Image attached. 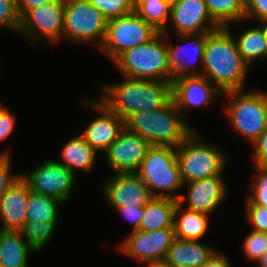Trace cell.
Here are the masks:
<instances>
[{
	"instance_id": "6da1fadb",
	"label": "cell",
	"mask_w": 267,
	"mask_h": 267,
	"mask_svg": "<svg viewBox=\"0 0 267 267\" xmlns=\"http://www.w3.org/2000/svg\"><path fill=\"white\" fill-rule=\"evenodd\" d=\"M248 68L229 27L206 33L202 76L221 93L244 90Z\"/></svg>"
},
{
	"instance_id": "7a4b0ae2",
	"label": "cell",
	"mask_w": 267,
	"mask_h": 267,
	"mask_svg": "<svg viewBox=\"0 0 267 267\" xmlns=\"http://www.w3.org/2000/svg\"><path fill=\"white\" fill-rule=\"evenodd\" d=\"M102 89L100 100L124 121L134 113L159 109L172 99L169 81L124 77L123 82L108 83Z\"/></svg>"
},
{
	"instance_id": "3957f363",
	"label": "cell",
	"mask_w": 267,
	"mask_h": 267,
	"mask_svg": "<svg viewBox=\"0 0 267 267\" xmlns=\"http://www.w3.org/2000/svg\"><path fill=\"white\" fill-rule=\"evenodd\" d=\"M186 122L172 98L159 109L134 113L125 121V127L151 146L176 148L195 130Z\"/></svg>"
},
{
	"instance_id": "277c9868",
	"label": "cell",
	"mask_w": 267,
	"mask_h": 267,
	"mask_svg": "<svg viewBox=\"0 0 267 267\" xmlns=\"http://www.w3.org/2000/svg\"><path fill=\"white\" fill-rule=\"evenodd\" d=\"M166 33L158 32L148 42L126 50L115 61L124 77L169 81Z\"/></svg>"
},
{
	"instance_id": "5b68a950",
	"label": "cell",
	"mask_w": 267,
	"mask_h": 267,
	"mask_svg": "<svg viewBox=\"0 0 267 267\" xmlns=\"http://www.w3.org/2000/svg\"><path fill=\"white\" fill-rule=\"evenodd\" d=\"M147 185L152 197L177 200L175 192L184 187L176 156V148L170 146H151L136 172Z\"/></svg>"
},
{
	"instance_id": "8992f818",
	"label": "cell",
	"mask_w": 267,
	"mask_h": 267,
	"mask_svg": "<svg viewBox=\"0 0 267 267\" xmlns=\"http://www.w3.org/2000/svg\"><path fill=\"white\" fill-rule=\"evenodd\" d=\"M194 130L178 147L176 156L183 184L223 174L228 157Z\"/></svg>"
},
{
	"instance_id": "52a82bcc",
	"label": "cell",
	"mask_w": 267,
	"mask_h": 267,
	"mask_svg": "<svg viewBox=\"0 0 267 267\" xmlns=\"http://www.w3.org/2000/svg\"><path fill=\"white\" fill-rule=\"evenodd\" d=\"M222 94L228 99L224 110L230 125L253 145L267 128V93L236 90Z\"/></svg>"
},
{
	"instance_id": "ba28073f",
	"label": "cell",
	"mask_w": 267,
	"mask_h": 267,
	"mask_svg": "<svg viewBox=\"0 0 267 267\" xmlns=\"http://www.w3.org/2000/svg\"><path fill=\"white\" fill-rule=\"evenodd\" d=\"M107 20L89 0H65L63 40L95 43L101 47L106 35Z\"/></svg>"
},
{
	"instance_id": "9c48e42d",
	"label": "cell",
	"mask_w": 267,
	"mask_h": 267,
	"mask_svg": "<svg viewBox=\"0 0 267 267\" xmlns=\"http://www.w3.org/2000/svg\"><path fill=\"white\" fill-rule=\"evenodd\" d=\"M158 31L136 11L107 21L106 35L99 48L113 62L126 50L151 40Z\"/></svg>"
},
{
	"instance_id": "30bf717a",
	"label": "cell",
	"mask_w": 267,
	"mask_h": 267,
	"mask_svg": "<svg viewBox=\"0 0 267 267\" xmlns=\"http://www.w3.org/2000/svg\"><path fill=\"white\" fill-rule=\"evenodd\" d=\"M64 12L65 0L30 9L20 18L19 32L31 42L57 43L63 39Z\"/></svg>"
},
{
	"instance_id": "8fae6325",
	"label": "cell",
	"mask_w": 267,
	"mask_h": 267,
	"mask_svg": "<svg viewBox=\"0 0 267 267\" xmlns=\"http://www.w3.org/2000/svg\"><path fill=\"white\" fill-rule=\"evenodd\" d=\"M30 189L67 203L75 184V174L57 160H44L28 174H21Z\"/></svg>"
},
{
	"instance_id": "7c38bea8",
	"label": "cell",
	"mask_w": 267,
	"mask_h": 267,
	"mask_svg": "<svg viewBox=\"0 0 267 267\" xmlns=\"http://www.w3.org/2000/svg\"><path fill=\"white\" fill-rule=\"evenodd\" d=\"M175 238L173 227L154 231L137 230L126 236L119 249L140 263L162 262Z\"/></svg>"
},
{
	"instance_id": "4fadbf2b",
	"label": "cell",
	"mask_w": 267,
	"mask_h": 267,
	"mask_svg": "<svg viewBox=\"0 0 267 267\" xmlns=\"http://www.w3.org/2000/svg\"><path fill=\"white\" fill-rule=\"evenodd\" d=\"M178 36L179 39L183 40V43H187L184 45L178 44L176 46L166 43L169 66V82L171 83L173 82L174 78H181L185 76H201L203 69L206 33L180 34ZM196 61H199V66L201 64V70H199L200 72L197 71V66L195 65L197 63Z\"/></svg>"
},
{
	"instance_id": "5bb4252c",
	"label": "cell",
	"mask_w": 267,
	"mask_h": 267,
	"mask_svg": "<svg viewBox=\"0 0 267 267\" xmlns=\"http://www.w3.org/2000/svg\"><path fill=\"white\" fill-rule=\"evenodd\" d=\"M151 145L126 127L104 152L106 162L117 173L137 172Z\"/></svg>"
},
{
	"instance_id": "9a60e30c",
	"label": "cell",
	"mask_w": 267,
	"mask_h": 267,
	"mask_svg": "<svg viewBox=\"0 0 267 267\" xmlns=\"http://www.w3.org/2000/svg\"><path fill=\"white\" fill-rule=\"evenodd\" d=\"M97 99L83 101L86 107H91L100 113V116L89 123L81 133V136L96 152H105L124 130L125 121L114 113L99 97Z\"/></svg>"
},
{
	"instance_id": "2e32d148",
	"label": "cell",
	"mask_w": 267,
	"mask_h": 267,
	"mask_svg": "<svg viewBox=\"0 0 267 267\" xmlns=\"http://www.w3.org/2000/svg\"><path fill=\"white\" fill-rule=\"evenodd\" d=\"M170 22L176 35L209 33L219 28L204 0H172Z\"/></svg>"
},
{
	"instance_id": "e0dca14e",
	"label": "cell",
	"mask_w": 267,
	"mask_h": 267,
	"mask_svg": "<svg viewBox=\"0 0 267 267\" xmlns=\"http://www.w3.org/2000/svg\"><path fill=\"white\" fill-rule=\"evenodd\" d=\"M104 196L113 208L145 206L151 199L147 185L134 173H117L105 181Z\"/></svg>"
},
{
	"instance_id": "ac0fdd59",
	"label": "cell",
	"mask_w": 267,
	"mask_h": 267,
	"mask_svg": "<svg viewBox=\"0 0 267 267\" xmlns=\"http://www.w3.org/2000/svg\"><path fill=\"white\" fill-rule=\"evenodd\" d=\"M222 93L204 76L174 78L172 98L184 118L192 107H206L214 103Z\"/></svg>"
},
{
	"instance_id": "d6986e66",
	"label": "cell",
	"mask_w": 267,
	"mask_h": 267,
	"mask_svg": "<svg viewBox=\"0 0 267 267\" xmlns=\"http://www.w3.org/2000/svg\"><path fill=\"white\" fill-rule=\"evenodd\" d=\"M185 185L188 189L187 196L181 195L178 203L183 206L187 202L186 209L191 211L210 215L217 207H220L226 197L227 187L222 174L188 182Z\"/></svg>"
},
{
	"instance_id": "ffe728a7",
	"label": "cell",
	"mask_w": 267,
	"mask_h": 267,
	"mask_svg": "<svg viewBox=\"0 0 267 267\" xmlns=\"http://www.w3.org/2000/svg\"><path fill=\"white\" fill-rule=\"evenodd\" d=\"M30 190L28 182L21 176L0 198L1 230L19 231L23 227Z\"/></svg>"
},
{
	"instance_id": "44dd1931",
	"label": "cell",
	"mask_w": 267,
	"mask_h": 267,
	"mask_svg": "<svg viewBox=\"0 0 267 267\" xmlns=\"http://www.w3.org/2000/svg\"><path fill=\"white\" fill-rule=\"evenodd\" d=\"M216 249L201 241L175 238L169 247L164 262L170 267H200Z\"/></svg>"
},
{
	"instance_id": "7402d4cb",
	"label": "cell",
	"mask_w": 267,
	"mask_h": 267,
	"mask_svg": "<svg viewBox=\"0 0 267 267\" xmlns=\"http://www.w3.org/2000/svg\"><path fill=\"white\" fill-rule=\"evenodd\" d=\"M31 252H35L20 231L0 229V266L28 267Z\"/></svg>"
},
{
	"instance_id": "603a6c76",
	"label": "cell",
	"mask_w": 267,
	"mask_h": 267,
	"mask_svg": "<svg viewBox=\"0 0 267 267\" xmlns=\"http://www.w3.org/2000/svg\"><path fill=\"white\" fill-rule=\"evenodd\" d=\"M208 227V214L184 209L180 203H177L173 221L176 238L200 241L207 232Z\"/></svg>"
},
{
	"instance_id": "cb8c5ba5",
	"label": "cell",
	"mask_w": 267,
	"mask_h": 267,
	"mask_svg": "<svg viewBox=\"0 0 267 267\" xmlns=\"http://www.w3.org/2000/svg\"><path fill=\"white\" fill-rule=\"evenodd\" d=\"M59 162L76 175V170L90 172L95 166L97 152L81 135L71 137L61 149Z\"/></svg>"
},
{
	"instance_id": "d4e9b609",
	"label": "cell",
	"mask_w": 267,
	"mask_h": 267,
	"mask_svg": "<svg viewBox=\"0 0 267 267\" xmlns=\"http://www.w3.org/2000/svg\"><path fill=\"white\" fill-rule=\"evenodd\" d=\"M178 201L171 198L152 197L144 206L140 231H154L173 227L174 211Z\"/></svg>"
},
{
	"instance_id": "484cf974",
	"label": "cell",
	"mask_w": 267,
	"mask_h": 267,
	"mask_svg": "<svg viewBox=\"0 0 267 267\" xmlns=\"http://www.w3.org/2000/svg\"><path fill=\"white\" fill-rule=\"evenodd\" d=\"M235 40L243 61L249 67L252 65V61L267 58V44L262 27L250 26L247 30L244 29Z\"/></svg>"
},
{
	"instance_id": "4316f807",
	"label": "cell",
	"mask_w": 267,
	"mask_h": 267,
	"mask_svg": "<svg viewBox=\"0 0 267 267\" xmlns=\"http://www.w3.org/2000/svg\"><path fill=\"white\" fill-rule=\"evenodd\" d=\"M64 204L57 198L30 190L26 205V221H58V206Z\"/></svg>"
},
{
	"instance_id": "83f0119b",
	"label": "cell",
	"mask_w": 267,
	"mask_h": 267,
	"mask_svg": "<svg viewBox=\"0 0 267 267\" xmlns=\"http://www.w3.org/2000/svg\"><path fill=\"white\" fill-rule=\"evenodd\" d=\"M171 1L172 0L134 1V11L158 32L168 35Z\"/></svg>"
},
{
	"instance_id": "f1b7e54d",
	"label": "cell",
	"mask_w": 267,
	"mask_h": 267,
	"mask_svg": "<svg viewBox=\"0 0 267 267\" xmlns=\"http://www.w3.org/2000/svg\"><path fill=\"white\" fill-rule=\"evenodd\" d=\"M210 16L219 27L244 21L245 0H204Z\"/></svg>"
},
{
	"instance_id": "f546056e",
	"label": "cell",
	"mask_w": 267,
	"mask_h": 267,
	"mask_svg": "<svg viewBox=\"0 0 267 267\" xmlns=\"http://www.w3.org/2000/svg\"><path fill=\"white\" fill-rule=\"evenodd\" d=\"M58 221H42L40 223L33 221H26L23 227L19 230L22 236L26 239L29 246L38 252L44 249L48 243Z\"/></svg>"
},
{
	"instance_id": "4dcf8cb0",
	"label": "cell",
	"mask_w": 267,
	"mask_h": 267,
	"mask_svg": "<svg viewBox=\"0 0 267 267\" xmlns=\"http://www.w3.org/2000/svg\"><path fill=\"white\" fill-rule=\"evenodd\" d=\"M109 21L134 11V0H89Z\"/></svg>"
},
{
	"instance_id": "1f68e13d",
	"label": "cell",
	"mask_w": 267,
	"mask_h": 267,
	"mask_svg": "<svg viewBox=\"0 0 267 267\" xmlns=\"http://www.w3.org/2000/svg\"><path fill=\"white\" fill-rule=\"evenodd\" d=\"M256 177L251 194L246 197V204H255L267 207V167L255 165Z\"/></svg>"
},
{
	"instance_id": "d6a6232c",
	"label": "cell",
	"mask_w": 267,
	"mask_h": 267,
	"mask_svg": "<svg viewBox=\"0 0 267 267\" xmlns=\"http://www.w3.org/2000/svg\"><path fill=\"white\" fill-rule=\"evenodd\" d=\"M242 247L247 259L257 262L267 251V232L252 230L245 238Z\"/></svg>"
},
{
	"instance_id": "836d02e7",
	"label": "cell",
	"mask_w": 267,
	"mask_h": 267,
	"mask_svg": "<svg viewBox=\"0 0 267 267\" xmlns=\"http://www.w3.org/2000/svg\"><path fill=\"white\" fill-rule=\"evenodd\" d=\"M0 27L9 28L19 33L20 17L15 0H0Z\"/></svg>"
},
{
	"instance_id": "e575fe53",
	"label": "cell",
	"mask_w": 267,
	"mask_h": 267,
	"mask_svg": "<svg viewBox=\"0 0 267 267\" xmlns=\"http://www.w3.org/2000/svg\"><path fill=\"white\" fill-rule=\"evenodd\" d=\"M10 158L11 157L7 152L0 153V198L5 194L9 187L21 177V174H13L10 171Z\"/></svg>"
},
{
	"instance_id": "d590c367",
	"label": "cell",
	"mask_w": 267,
	"mask_h": 267,
	"mask_svg": "<svg viewBox=\"0 0 267 267\" xmlns=\"http://www.w3.org/2000/svg\"><path fill=\"white\" fill-rule=\"evenodd\" d=\"M247 220L253 225V230L267 232V207L255 204H245Z\"/></svg>"
},
{
	"instance_id": "8d00e7d4",
	"label": "cell",
	"mask_w": 267,
	"mask_h": 267,
	"mask_svg": "<svg viewBox=\"0 0 267 267\" xmlns=\"http://www.w3.org/2000/svg\"><path fill=\"white\" fill-rule=\"evenodd\" d=\"M253 18L260 22L267 20V0H245L244 20Z\"/></svg>"
},
{
	"instance_id": "74e56055",
	"label": "cell",
	"mask_w": 267,
	"mask_h": 267,
	"mask_svg": "<svg viewBox=\"0 0 267 267\" xmlns=\"http://www.w3.org/2000/svg\"><path fill=\"white\" fill-rule=\"evenodd\" d=\"M253 162L257 166L267 167V128L253 144Z\"/></svg>"
},
{
	"instance_id": "f35d334b",
	"label": "cell",
	"mask_w": 267,
	"mask_h": 267,
	"mask_svg": "<svg viewBox=\"0 0 267 267\" xmlns=\"http://www.w3.org/2000/svg\"><path fill=\"white\" fill-rule=\"evenodd\" d=\"M15 116L6 108H0V142L7 139L15 127Z\"/></svg>"
},
{
	"instance_id": "ab89813d",
	"label": "cell",
	"mask_w": 267,
	"mask_h": 267,
	"mask_svg": "<svg viewBox=\"0 0 267 267\" xmlns=\"http://www.w3.org/2000/svg\"><path fill=\"white\" fill-rule=\"evenodd\" d=\"M120 215L125 217L129 223L132 224V231H137L139 230V225L141 222V219L144 215V206H134V207H121V208H115Z\"/></svg>"
},
{
	"instance_id": "60d3db41",
	"label": "cell",
	"mask_w": 267,
	"mask_h": 267,
	"mask_svg": "<svg viewBox=\"0 0 267 267\" xmlns=\"http://www.w3.org/2000/svg\"><path fill=\"white\" fill-rule=\"evenodd\" d=\"M19 17L21 18L28 10L37 8L44 4L55 2L56 0H15Z\"/></svg>"
},
{
	"instance_id": "b9f144b4",
	"label": "cell",
	"mask_w": 267,
	"mask_h": 267,
	"mask_svg": "<svg viewBox=\"0 0 267 267\" xmlns=\"http://www.w3.org/2000/svg\"><path fill=\"white\" fill-rule=\"evenodd\" d=\"M216 250L213 255L208 259V261L200 267H231V263L227 256L222 252H217Z\"/></svg>"
},
{
	"instance_id": "7bdbcfd3",
	"label": "cell",
	"mask_w": 267,
	"mask_h": 267,
	"mask_svg": "<svg viewBox=\"0 0 267 267\" xmlns=\"http://www.w3.org/2000/svg\"><path fill=\"white\" fill-rule=\"evenodd\" d=\"M142 267H170L168 266L164 261L162 262H153V263H147Z\"/></svg>"
},
{
	"instance_id": "ee69618b",
	"label": "cell",
	"mask_w": 267,
	"mask_h": 267,
	"mask_svg": "<svg viewBox=\"0 0 267 267\" xmlns=\"http://www.w3.org/2000/svg\"><path fill=\"white\" fill-rule=\"evenodd\" d=\"M256 263H258V267H267V251L261 256V258Z\"/></svg>"
},
{
	"instance_id": "f6af8a7d",
	"label": "cell",
	"mask_w": 267,
	"mask_h": 267,
	"mask_svg": "<svg viewBox=\"0 0 267 267\" xmlns=\"http://www.w3.org/2000/svg\"><path fill=\"white\" fill-rule=\"evenodd\" d=\"M260 23L263 24V25H261V27H262V29H263L264 39H265L266 44H267V20H265V21H261Z\"/></svg>"
},
{
	"instance_id": "bcb514c9",
	"label": "cell",
	"mask_w": 267,
	"mask_h": 267,
	"mask_svg": "<svg viewBox=\"0 0 267 267\" xmlns=\"http://www.w3.org/2000/svg\"><path fill=\"white\" fill-rule=\"evenodd\" d=\"M134 1H153V0H134Z\"/></svg>"
}]
</instances>
